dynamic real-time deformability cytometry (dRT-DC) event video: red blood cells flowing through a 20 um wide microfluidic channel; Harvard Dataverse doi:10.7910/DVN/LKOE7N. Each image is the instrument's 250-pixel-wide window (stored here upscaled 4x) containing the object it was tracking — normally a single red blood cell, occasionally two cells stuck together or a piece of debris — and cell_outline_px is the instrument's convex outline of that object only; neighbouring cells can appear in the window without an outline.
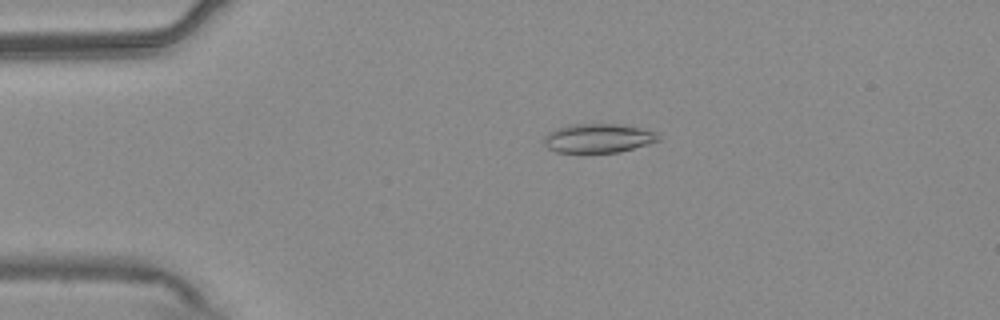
{"species": "common noctule bat (a hibernating species)", "species_latin": "Nyctalus noctula", "temperature_condition": "warm", "stored_images_in_passage": 55, "camera_frame_rate_fps": 3000, "um_per_image_px": 0.085, "animal": {"sex": "male", "body_mass_g": 20.4}, "frame": {"image": 1, "passage_image": 12, "time_ms": 3.667, "image_size_px": [1000, 320], "cell_outline_px": [[660, 140], [648, 144], [620, 152], [556, 152], [548, 148], [544, 144], [544, 136], [548, 132], [556, 128], [568, 124], [624, 124], [656, 132], [660, 136]], "centroid_in_image_um": [50.84, 11.74], "position_along_channel_um": 34.2, "area_um2": 19.48}}
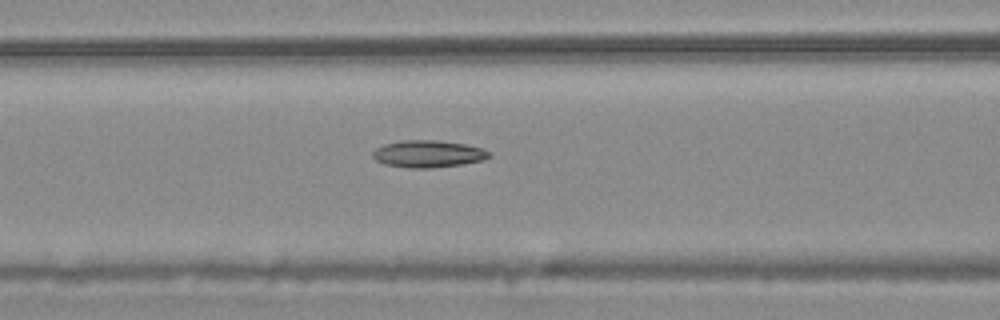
{"frame": {"image": 2, "passage_image": 23, "time_ms": 7.333, "image_size_px": [1000, 320], "cell_outline_px": [[492, 156], [484, 160], [464, 164], [432, 168], [408, 168], [384, 164], [376, 160], [372, 156], [372, 152], [376, 148], [384, 144], [400, 140], [436, 140], [464, 144], [480, 148], [492, 152]], "centroid_in_image_um": [36.4, 13.08], "position_along_channel_um": 130.2, "area_um2": 18.55}}
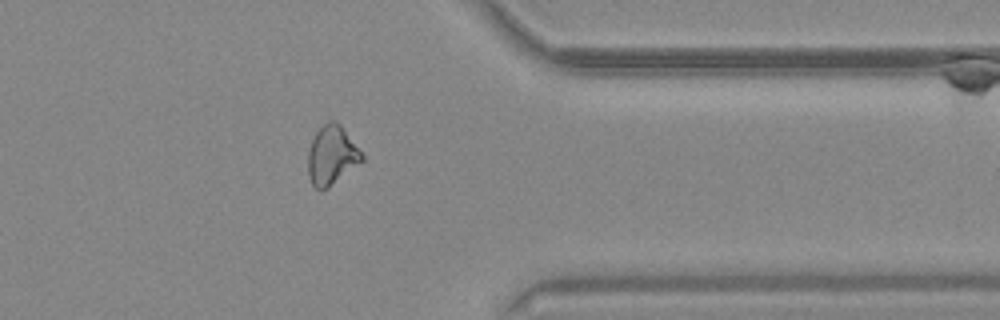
{"frame": {"image": 3, "passage_image": 44, "time_ms": 14.333, "image_size_px": [1000, 320], "cell_outline_px": [[364, 160], [328, 188], [320, 192], [312, 184], [308, 176], [308, 152], [312, 140], [316, 132], [328, 120], [336, 120], [340, 124], [364, 156]], "centroid_in_image_um": [28.18, 13.22], "position_along_channel_um": 383.2, "area_um2": 18.5}, "authors_computed_cell_mechanics": {"area_um2": 18.5538, "velocity_mm_per_s": 3.7648, "shape_relaxation_time_tau1_ms": null, "shape_relaxation_time_tau2_ms": 8.1614, "deformation_change_tau1": null, "deformation_change_tau2": 0.1901}}